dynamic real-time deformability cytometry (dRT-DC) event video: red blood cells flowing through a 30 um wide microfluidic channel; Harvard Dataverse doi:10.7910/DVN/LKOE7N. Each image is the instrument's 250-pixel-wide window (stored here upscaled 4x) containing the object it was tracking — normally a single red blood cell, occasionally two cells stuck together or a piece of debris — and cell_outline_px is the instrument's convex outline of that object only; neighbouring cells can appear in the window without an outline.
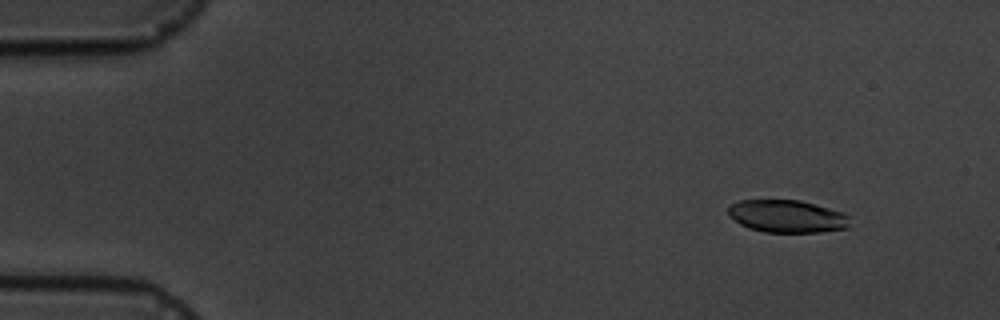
{"species": "common noctule bat (a hibernating species)", "species_latin": "Nyctalus noctula", "temperature_condition": "cold", "stored_images_in_passage": 4, "camera_frame_rate_fps": 3000, "um_per_image_px": 0.085, "animal": {"sex": "male", "body_mass_g": 19.5, "forearm_length_mm": 54.6}, "frame": {"image": 1, "passage_image": 1, "time_ms": 0.0, "image_size_px": [1000, 320], "cell_outline_px": [[848, 228], [820, 232], [764, 232], [748, 228], [740, 224], [728, 216], [728, 208], [732, 204], [740, 200], [800, 200], [828, 208], [840, 212], [848, 216]], "centroid_in_image_um": [66.85, 18.39], "position_along_channel_um": 18.1, "area_um2": 22.95}}
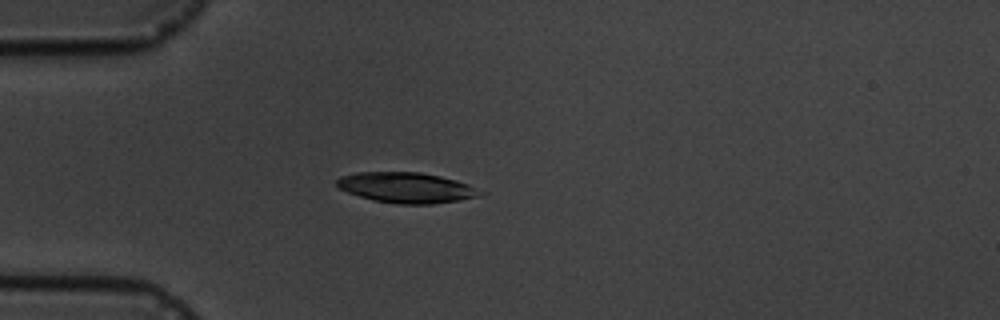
{"frame": {"image": 2, "passage_image": 3, "time_ms": 3.333, "image_size_px": [1000, 320], "cell_outline_px": [[488, 192], [480, 196], [432, 204], [400, 204], [372, 200], [348, 192], [340, 188], [336, 184], [336, 180], [340, 176], [356, 172], [420, 172], [440, 176], [456, 180], [468, 184]], "centroid_in_image_um": [34.57, 15.94], "position_along_channel_um": 50.4, "area_um2": 25.49}}